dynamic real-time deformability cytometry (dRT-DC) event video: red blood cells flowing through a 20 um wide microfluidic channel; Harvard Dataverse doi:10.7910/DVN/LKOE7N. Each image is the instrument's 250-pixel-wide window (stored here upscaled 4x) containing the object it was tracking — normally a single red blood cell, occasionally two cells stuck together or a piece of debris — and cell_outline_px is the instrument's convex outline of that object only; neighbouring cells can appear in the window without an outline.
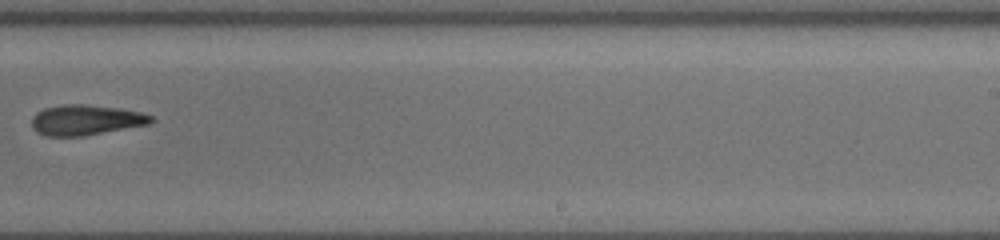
{"species": "common noctule bat (a hibernating species)", "species_latin": "Nyctalus noctula", "temperature_condition": "cold", "stored_images_in_passage": 21, "camera_frame_rate_fps": 3000, "um_per_image_px": 0.085, "animal": {"sex": "female", "body_mass_g": 19.5, "forearm_length_mm": 54.1}, "frame": {"image": 1, "passage_image": 15, "time_ms": 12.333, "image_size_px": [1000, 240], "cell_outline_px": [[156, 120], [148, 124], [84, 136], [48, 136], [36, 132], [32, 128], [32, 116], [36, 112], [44, 108], [64, 104], [84, 104], [116, 108], [140, 112], [152, 116]], "centroid_in_image_um": [7.26, 10.2], "position_along_channel_um": 281.7, "area_um2": 21.04}, "authors_computed_cell_mechanics": {"area_um2": 18.6694, "velocity_mm_per_s": 3.9179, "shape_relaxation_time_tau1_ms": 4.0973, "shape_relaxation_time_tau2_ms": 4.0055, "deformation_change_tau1": 0.1544, "deformation_change_tau2": 0.1153}}